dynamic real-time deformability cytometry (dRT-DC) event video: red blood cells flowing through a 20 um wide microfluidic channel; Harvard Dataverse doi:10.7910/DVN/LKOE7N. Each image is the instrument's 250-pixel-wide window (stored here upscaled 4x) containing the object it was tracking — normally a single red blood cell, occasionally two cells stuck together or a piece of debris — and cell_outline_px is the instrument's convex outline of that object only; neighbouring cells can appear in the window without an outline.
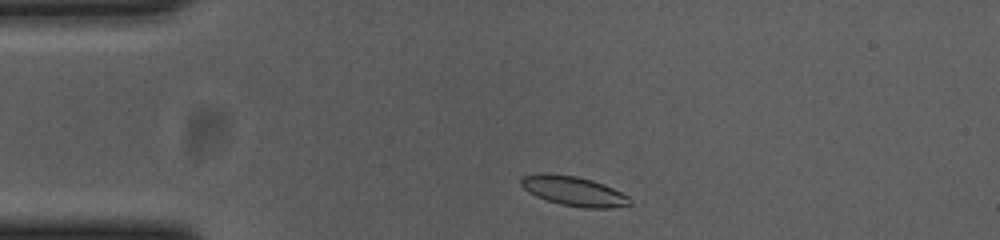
{"species": "common noctule bat (a hibernating species)", "species_latin": "Nyctalus noctula", "temperature_condition": "cold", "stored_images_in_passage": 46, "camera_frame_rate_fps": 3000, "um_per_image_px": 0.085, "animal": {"sex": "female", "body_mass_g": 23.0, "forearm_length_mm": 53.4}, "frame": {"image": 1, "passage_image": 2, "time_ms": 0.333, "image_size_px": [1000, 240], "cell_outline_px": [[632, 204], [608, 208], [584, 208], [560, 204], [536, 196], [528, 192], [520, 184], [520, 180], [524, 176], [540, 172], [548, 172], [576, 176], [592, 180], [604, 184], [628, 196], [632, 200]], "centroid_in_image_um": [48.75, 16.23], "position_along_channel_um": 36.3, "area_um2": 18.84}}
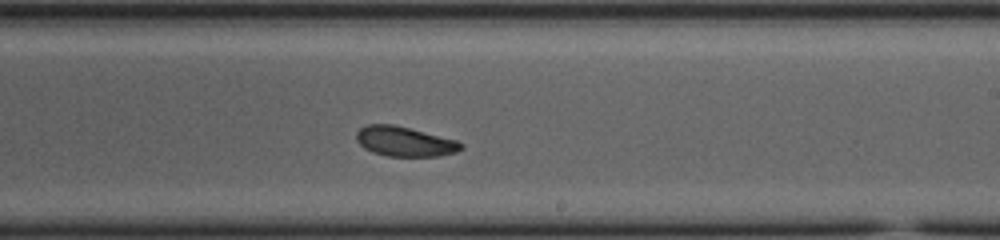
{"frame": {"image": 2, "passage_image": 23, "time_ms": 7.333, "image_size_px": [1000, 240], "cell_outline_px": [[464, 148], [456, 152], [440, 156], [388, 156], [372, 152], [364, 148], [356, 140], [356, 132], [360, 128], [368, 124], [392, 124], [456, 140], [464, 144]], "centroid_in_image_um": [34.39, 12.03], "position_along_channel_um": 254.6, "area_um2": 18.09}}
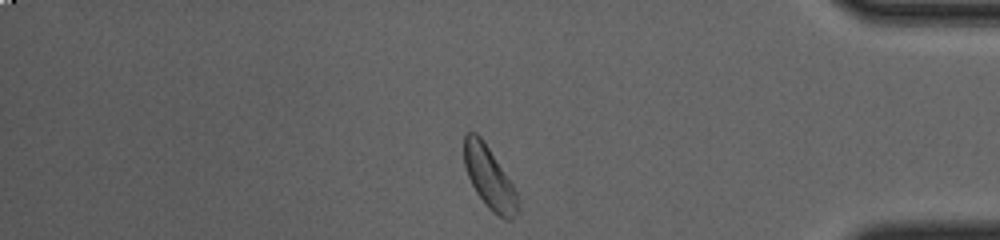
{"frame": {"image": 3, "passage_image": 37, "time_ms": 12.0, "image_size_px": [1000, 240], "cell_outline_px": [[516, 212], [512, 220], [504, 220], [492, 212], [488, 208], [476, 192], [468, 176], [464, 164], [464, 132], [476, 132], [480, 136], [512, 184], [516, 192]], "centroid_in_image_um": [41.54, 15.1], "position_along_channel_um": 393.7, "area_um2": 18.9}, "authors_computed_cell_mechanics": {"area_um2": 18.8717, "velocity_mm_per_s": 3.6309, "shape_relaxation_time_tau1_ms": 3.2316, "shape_relaxation_time_tau2_ms": 7.4311, "deformation_change_tau1": 0.072, "deformation_change_tau2": 0.1246}}